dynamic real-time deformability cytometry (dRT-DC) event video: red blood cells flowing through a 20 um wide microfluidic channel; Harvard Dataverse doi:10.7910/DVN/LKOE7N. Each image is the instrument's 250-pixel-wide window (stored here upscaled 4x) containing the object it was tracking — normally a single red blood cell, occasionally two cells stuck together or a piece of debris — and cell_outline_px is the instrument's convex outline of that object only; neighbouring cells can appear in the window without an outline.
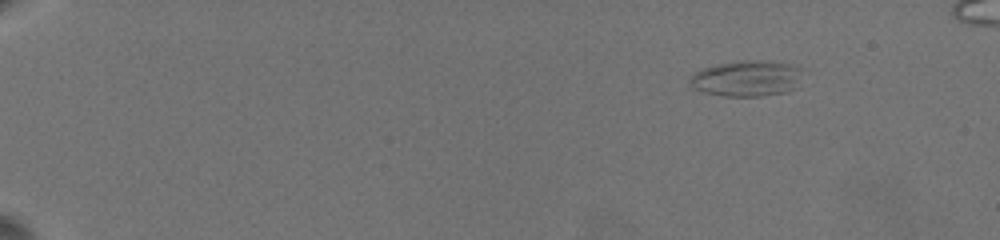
{"species": "common noctule bat (a hibernating species)", "species_latin": "Nyctalus noctula", "temperature_condition": "warm", "stored_images_in_passage": 27, "camera_frame_rate_fps": 3000, "um_per_image_px": 0.085, "animal": {"sex": "female", "body_mass_g": 19.5, "forearm_length_mm": 54.1}, "frame": {"image": 1, "passage_image": 1, "time_ms": 0.0, "image_size_px": [1000, 240], "cell_outline_px": [[808, 72], [800, 88], [788, 92], [760, 96], [724, 96], [704, 92], [692, 88], [688, 84], [688, 80], [696, 72], [704, 68], [716, 64], [740, 60], [756, 60], [792, 64], [804, 68]], "centroid_in_image_um": [63.63, 6.67], "position_along_channel_um": 21.4, "area_um2": 24.57}}
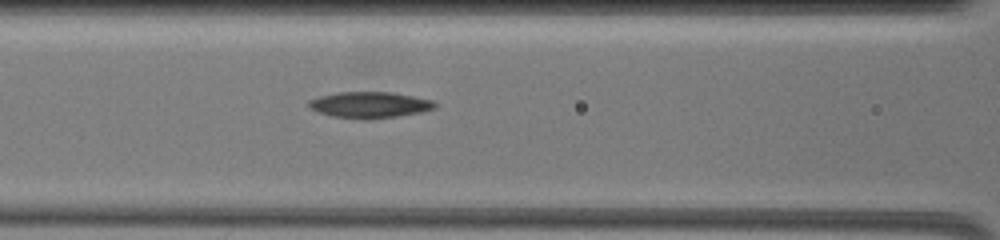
{"frame": {"image": 2, "passage_image": 14, "time_ms": 7.667, "image_size_px": [1000, 240], "cell_outline_px": [[436, 108], [420, 112], [396, 116], [368, 120], [364, 120], [332, 116], [316, 112], [308, 108], [308, 100], [320, 96], [336, 92], [392, 92], [432, 100], [436, 104]], "centroid_in_image_um": [31.36, 8.92], "position_along_channel_um": 135.2, "area_um2": 19.36}}
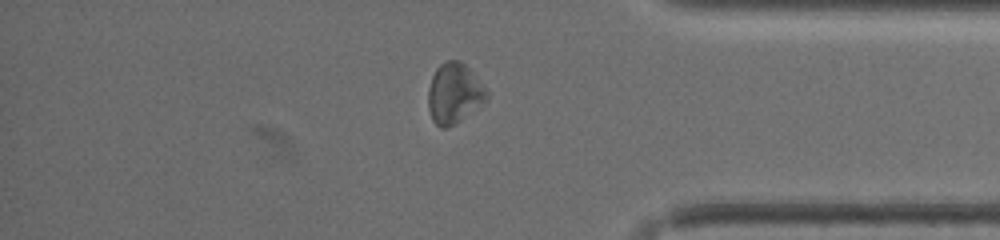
{"frame": {"image": 3, "passage_image": 24, "time_ms": 15.333, "image_size_px": [1000, 240], "cell_outline_px": [[488, 100], [456, 124], [448, 128], [440, 128], [432, 120], [428, 108], [428, 88], [432, 76], [436, 68], [440, 64], [448, 60], [460, 60], [468, 68], [488, 92]], "centroid_in_image_um": [38.59, 7.97], "position_along_channel_um": 396.6, "area_um2": 20.63}, "authors_computed_cell_mechanics": {"area_um2": 19.9988, "velocity_mm_per_s": 3.5594, "shape_relaxation_time_tau1_ms": null, "shape_relaxation_time_tau2_ms": 2.662, "deformation_change_tau1": null, "deformation_change_tau2": 0.1007}}